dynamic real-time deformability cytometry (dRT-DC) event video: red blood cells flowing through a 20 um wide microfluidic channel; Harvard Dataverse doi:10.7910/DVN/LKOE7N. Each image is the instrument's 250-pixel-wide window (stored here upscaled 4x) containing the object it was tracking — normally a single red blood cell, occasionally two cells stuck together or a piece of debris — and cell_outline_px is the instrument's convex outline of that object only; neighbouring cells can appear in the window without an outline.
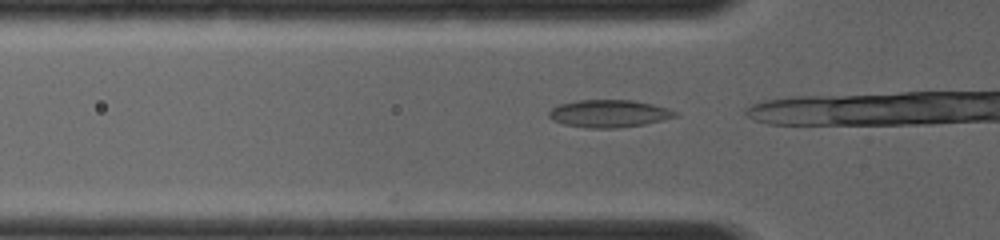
{"species": "common noctule bat (a hibernating species)", "species_latin": "Nyctalus noctula", "temperature_condition": "room temperature", "stored_images_in_passage": 3, "camera_frame_rate_fps": 4000, "um_per_image_px": 0.085, "animal": {"sex": "female", "body_mass_g": 19.0, "forearm_length_mm": 56.7}, "frame": {"image": 1, "passage_image": 3, "time_ms": 0.75, "image_size_px": [1000, 240], "cell_outline_px": [[676, 116], [644, 124], [608, 128], [592, 128], [564, 124], [552, 120], [548, 116], [548, 112], [552, 108], [560, 104], [576, 100], [632, 100], [652, 104], [668, 108], [676, 112]], "centroid_in_image_um": [51.71, 9.64], "position_along_channel_um": 74.1, "area_um2": 19.88}}